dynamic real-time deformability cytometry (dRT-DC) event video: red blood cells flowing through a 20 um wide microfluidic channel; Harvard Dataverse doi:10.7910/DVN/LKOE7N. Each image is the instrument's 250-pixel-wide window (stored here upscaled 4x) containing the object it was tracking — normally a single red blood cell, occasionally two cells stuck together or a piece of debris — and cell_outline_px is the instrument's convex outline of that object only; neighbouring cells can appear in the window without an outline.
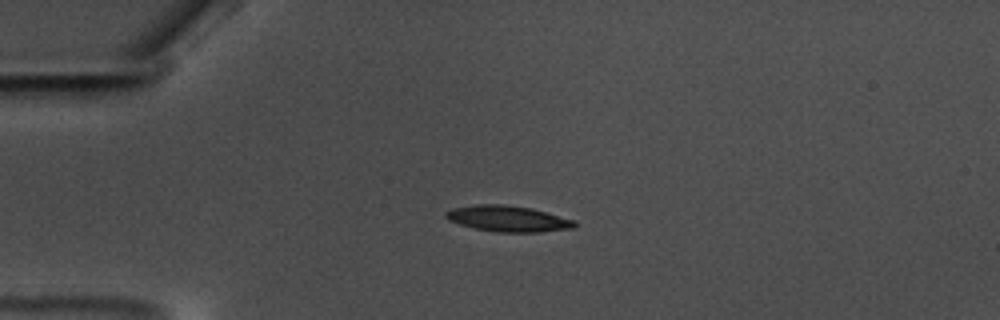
{"species": "common noctule bat (a hibernating species)", "species_latin": "Nyctalus noctula", "temperature_condition": "warm", "stored_images_in_passage": 59, "camera_frame_rate_fps": 3000, "um_per_image_px": 0.085, "animal": {"sex": "male", "body_mass_g": 17.5, "forearm_length_mm": 52.3}, "frame": {"image": 1, "passage_image": 15, "time_ms": 4.667, "image_size_px": [1000, 320], "cell_outline_px": [[576, 228], [536, 232], [500, 232], [476, 228], [460, 224], [448, 220], [444, 216], [444, 212], [452, 208], [476, 204], [504, 204], [532, 208], [576, 220]], "centroid_in_image_um": [43.19, 18.57], "position_along_channel_um": 41.8, "area_um2": 19.54}}
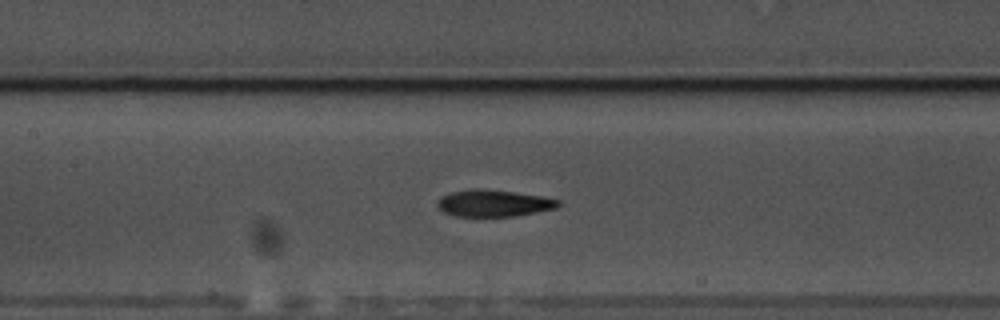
{"frame": {"image": 2, "passage_image": 28, "time_ms": 9.0, "image_size_px": [1000, 320], "cell_outline_px": [[560, 204], [556, 208], [516, 216], [456, 216], [444, 212], [436, 204], [440, 196], [452, 192], [472, 188], [476, 188], [516, 192], [540, 196], [560, 200]], "centroid_in_image_um": [41.95, 17.27], "position_along_channel_um": 165.5, "area_um2": 18.79}}
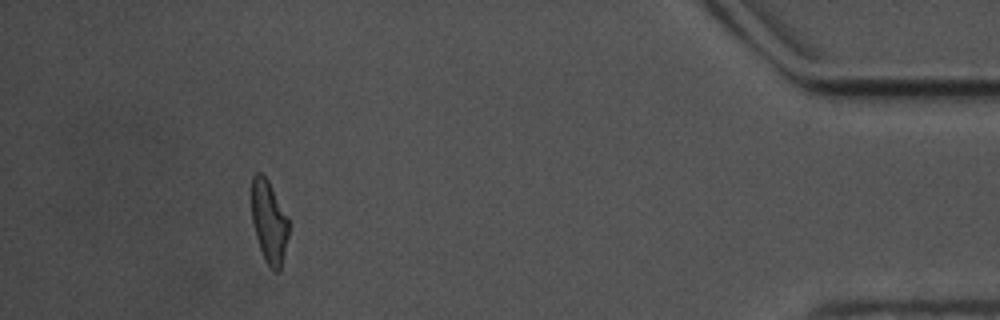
{"frame": {"image": 3, "passage_image": 54, "time_ms": 17.667, "image_size_px": [1000, 320], "cell_outline_px": [[288, 236], [280, 272], [276, 272], [264, 260], [256, 236], [252, 220], [252, 176], [256, 172], [260, 172], [268, 180], [288, 216]], "centroid_in_image_um": [22.87, 18.85], "position_along_channel_um": 412.3, "area_um2": 17.74}, "authors_computed_cell_mechanics": {"area_um2": 18.785, "velocity_mm_per_s": 3.5171, "shape_relaxation_time_tau1_ms": 3.5553, "shape_relaxation_time_tau2_ms": 3.9861, "deformation_change_tau1": 0.1532, "deformation_change_tau2": 0.1131}}